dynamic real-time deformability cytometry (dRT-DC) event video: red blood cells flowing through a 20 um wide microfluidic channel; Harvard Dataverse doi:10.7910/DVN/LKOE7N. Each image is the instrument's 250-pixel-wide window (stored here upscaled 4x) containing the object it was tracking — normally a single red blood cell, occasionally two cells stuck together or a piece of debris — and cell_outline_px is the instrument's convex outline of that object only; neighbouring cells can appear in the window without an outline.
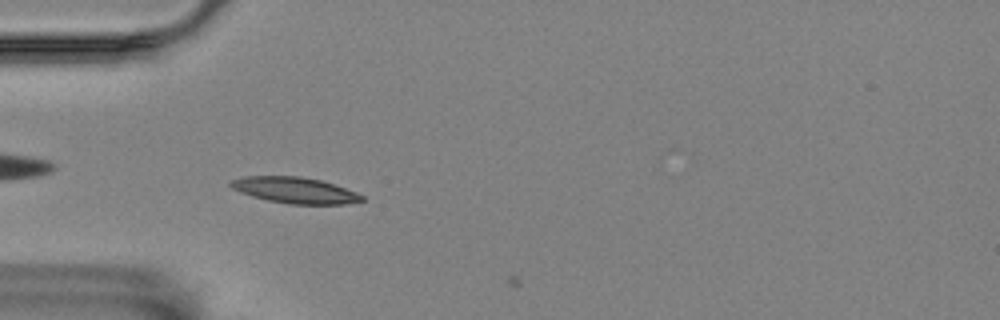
{"species": "Egyptian fruit bat (a non-hibernating species)", "species_latin": "Rousettus aegyptiacus", "temperature_condition": "room temperature", "stored_images_in_passage": 3, "camera_frame_rate_fps": 3000, "um_per_image_px": 0.085, "animal": {"sex": "female"}, "frame": {"image": 1, "passage_image": 1, "time_ms": 0.0, "image_size_px": [1000, 320], "cell_outline_px": [[364, 200], [348, 204], [288, 204], [268, 200], [252, 196], [240, 192], [232, 188], [228, 184], [228, 180], [244, 176], [300, 176], [320, 180], [356, 192], [364, 196]], "centroid_in_image_um": [25.02, 16.16], "position_along_channel_um": 60.0, "area_um2": 19.94}}
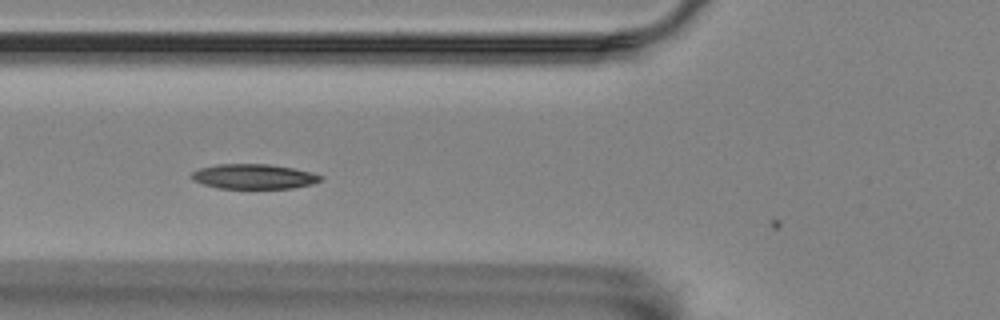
{"frame": {"image": 2, "passage_image": 2, "time_ms": 0.333, "image_size_px": [1000, 320], "cell_outline_px": [[324, 180], [312, 184], [292, 188], [220, 188], [204, 184], [192, 180], [188, 176], [192, 172], [200, 168], [216, 164], [268, 164], [292, 168], [312, 172], [324, 176]], "centroid_in_image_um": [21.58, 15.0], "position_along_channel_um": 104.2, "area_um2": 18.79}}